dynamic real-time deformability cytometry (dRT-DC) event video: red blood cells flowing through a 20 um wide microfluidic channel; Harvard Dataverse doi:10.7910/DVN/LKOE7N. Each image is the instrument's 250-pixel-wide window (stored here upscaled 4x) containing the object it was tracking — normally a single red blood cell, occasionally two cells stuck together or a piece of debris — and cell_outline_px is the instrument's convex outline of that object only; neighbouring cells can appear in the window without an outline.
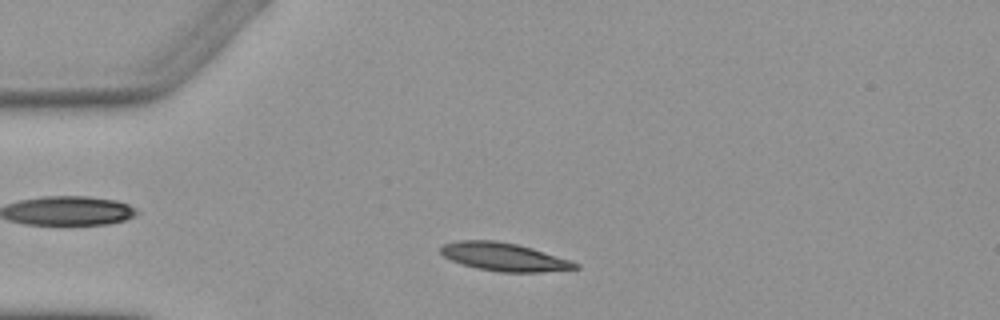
{"species": "Egyptian fruit bat (a non-hibernating species)", "species_latin": "Rousettus aegyptiacus", "temperature_condition": "warm", "stored_images_in_passage": 2, "camera_frame_rate_fps": 3000, "um_per_image_px": 0.085, "animal": {"sex": "female"}, "frame": {"image": 1, "passage_image": 1, "time_ms": 0.0, "image_size_px": [1000, 320], "cell_outline_px": [[580, 268], [540, 272], [500, 272], [476, 268], [452, 260], [444, 256], [440, 252], [440, 248], [444, 244], [456, 240], [496, 240], [516, 244], [532, 248], [580, 264]], "centroid_in_image_um": [42.82, 21.83], "position_along_channel_um": 42.2, "area_um2": 21.85}}